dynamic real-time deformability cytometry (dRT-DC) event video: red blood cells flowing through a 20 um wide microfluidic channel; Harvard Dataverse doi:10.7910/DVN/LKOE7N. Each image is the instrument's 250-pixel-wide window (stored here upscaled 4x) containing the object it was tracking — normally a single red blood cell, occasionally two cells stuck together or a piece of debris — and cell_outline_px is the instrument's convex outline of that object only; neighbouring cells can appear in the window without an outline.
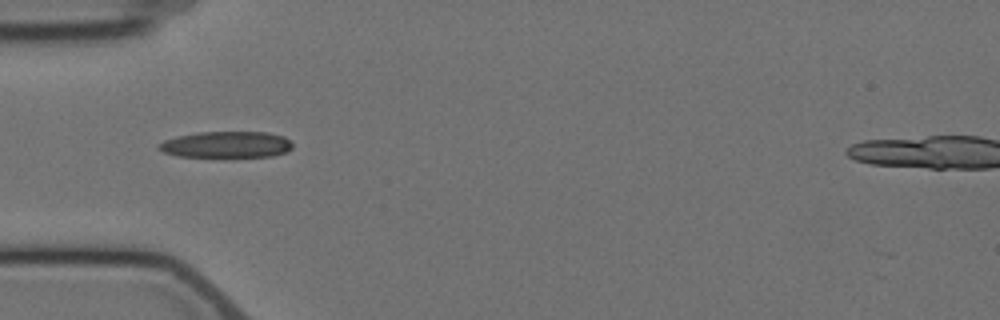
{"species": "Egyptian fruit bat (a non-hibernating species)", "species_latin": "Rousettus aegyptiacus", "temperature_condition": "cold", "stored_images_in_passage": 8, "camera_frame_rate_fps": 3000, "um_per_image_px": 0.085, "animal": {"sex": "female"}, "frame": {"image": 1, "passage_image": 6, "time_ms": 5.667, "image_size_px": [1000, 320], "cell_outline_px": [[292, 148], [284, 152], [272, 156], [176, 156], [164, 152], [156, 148], [156, 144], [164, 140], [176, 136], [196, 132], [268, 132], [284, 136], [292, 144]], "centroid_in_image_um": [19.19, 12.27], "position_along_channel_um": 65.8, "area_um2": 20.46}}
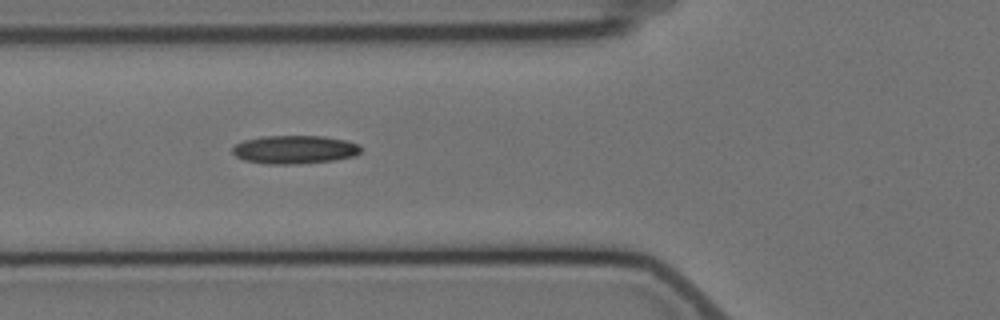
{"frame": {"image": 2, "passage_image": 7, "time_ms": 6.667, "image_size_px": [1000, 320], "cell_outline_px": [[360, 152], [356, 156], [332, 160], [292, 164], [264, 164], [244, 160], [236, 156], [232, 152], [232, 148], [236, 144], [244, 140], [260, 136], [324, 136], [344, 140], [360, 144]], "centroid_in_image_um": [25.02, 12.71], "position_along_channel_um": 100.8, "area_um2": 21.21}}
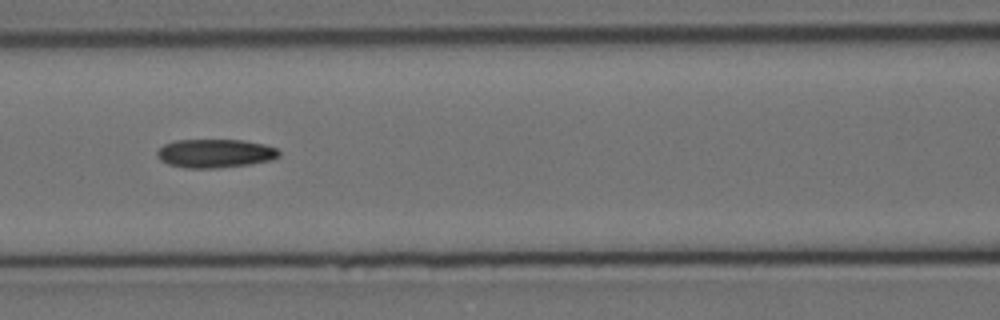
{"frame": {"image": 3, "passage_image": 8, "time_ms": 8.0, "image_size_px": [1000, 320], "cell_outline_px": [[280, 156], [272, 160], [252, 164], [216, 168], [184, 168], [168, 164], [160, 160], [156, 156], [156, 152], [164, 144], [176, 140], [244, 140], [264, 144], [276, 148], [280, 152]], "centroid_in_image_um": [18.29, 13.04], "position_along_channel_um": 148.3, "area_um2": 20.52}}